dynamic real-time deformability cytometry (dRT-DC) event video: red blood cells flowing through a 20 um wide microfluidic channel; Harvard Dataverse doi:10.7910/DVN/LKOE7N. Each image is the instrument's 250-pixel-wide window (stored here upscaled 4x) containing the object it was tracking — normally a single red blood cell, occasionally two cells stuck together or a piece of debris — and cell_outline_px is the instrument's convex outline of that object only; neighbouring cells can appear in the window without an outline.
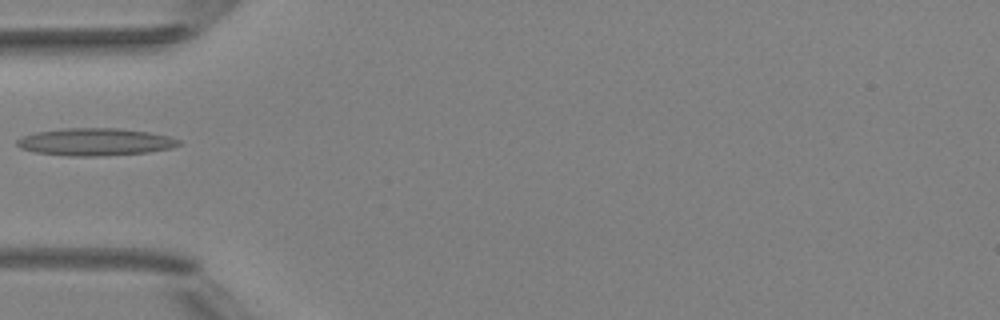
{"species": "Egyptian fruit bat (a non-hibernating species)", "species_latin": "Rousettus aegyptiacus", "temperature_condition": "room temperature", "stored_images_in_passage": 5, "camera_frame_rate_fps": 3000, "um_per_image_px": 0.085, "animal": {"sex": "female"}, "frame": {"image": 1, "passage_image": 5, "time_ms": 4.667, "image_size_px": [1000, 320], "cell_outline_px": [[184, 144], [172, 148], [148, 152], [100, 156], [68, 156], [36, 152], [20, 148], [16, 144], [16, 140], [20, 136], [36, 132], [60, 128], [116, 128], [148, 132], [168, 136], [180, 140]], "centroid_in_image_um": [8.08, 12.06], "position_along_channel_um": 76.9, "area_um2": 26.01}}